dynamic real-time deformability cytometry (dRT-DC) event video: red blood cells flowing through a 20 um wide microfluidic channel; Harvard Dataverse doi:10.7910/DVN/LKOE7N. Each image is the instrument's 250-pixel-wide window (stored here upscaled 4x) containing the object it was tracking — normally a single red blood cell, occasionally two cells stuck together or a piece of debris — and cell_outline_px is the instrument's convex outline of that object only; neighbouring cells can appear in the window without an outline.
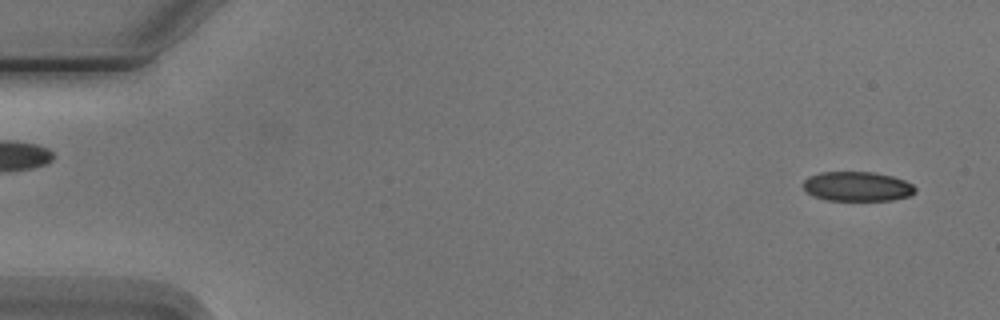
{"species": "Egyptian fruit bat (a non-hibernating species)", "species_latin": "Rousettus aegyptiacus", "temperature_condition": "cold", "stored_images_in_passage": 6, "segment_of_instrument_passage": [2, 2], "camera_frame_rate_fps": 3000, "um_per_image_px": 0.085, "animal": {"sex": "male"}, "frame": {"image": 1, "passage_image": 6, "time_ms": 6.0, "image_size_px": [1000, 320], "cell_outline_px": [[916, 192], [908, 196], [892, 200], [828, 200], [812, 196], [804, 188], [804, 180], [808, 176], [820, 172], [876, 172], [892, 176], [904, 180], [912, 184], [916, 188]], "centroid_in_image_um": [72.87, 15.84], "position_along_channel_um": 12.1, "area_um2": 19.31}}